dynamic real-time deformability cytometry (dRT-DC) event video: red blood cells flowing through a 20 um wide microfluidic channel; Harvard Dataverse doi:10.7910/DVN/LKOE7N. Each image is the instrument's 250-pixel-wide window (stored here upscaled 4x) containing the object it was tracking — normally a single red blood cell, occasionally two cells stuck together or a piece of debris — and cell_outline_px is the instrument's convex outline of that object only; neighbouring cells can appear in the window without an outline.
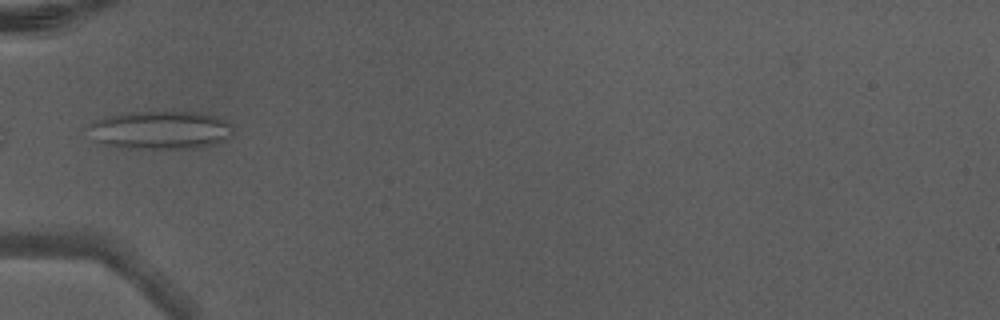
{"species": "Egyptian fruit bat (a non-hibernating species)", "species_latin": "Rousettus aegyptiacus", "temperature_condition": "warm", "stored_images_in_passage": 3, "camera_frame_rate_fps": 3000, "um_per_image_px": 0.085, "animal": {"sex": "male"}, "frame": {"image": 1, "passage_image": 3, "time_ms": 0.667, "image_size_px": [1000, 320], "cell_outline_px": [[232, 136], [216, 144], [196, 148], [132, 148], [100, 144], [80, 128], [104, 116], [136, 112], [200, 112], [216, 116], [232, 124]], "centroid_in_image_um": [13.56, 11.05], "position_along_channel_um": 71.4, "area_um2": 32.77}}